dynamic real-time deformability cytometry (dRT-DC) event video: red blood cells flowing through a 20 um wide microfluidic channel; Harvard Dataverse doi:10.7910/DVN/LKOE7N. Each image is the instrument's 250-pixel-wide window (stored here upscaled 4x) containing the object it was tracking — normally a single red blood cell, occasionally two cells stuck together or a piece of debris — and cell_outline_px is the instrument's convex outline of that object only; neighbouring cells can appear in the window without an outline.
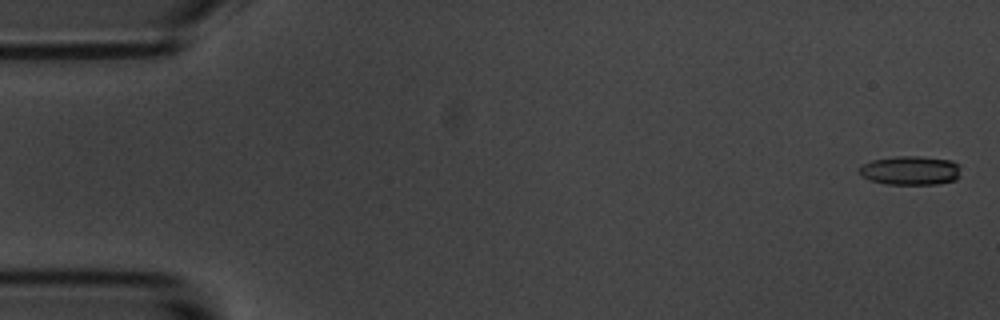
{"species": "common noctule bat (a hibernating species)", "species_latin": "Nyctalus noctula", "temperature_condition": "room temperature", "stored_images_in_passage": 3, "camera_frame_rate_fps": 3000, "um_per_image_px": 0.085, "animal": {"sex": "male", "body_mass_g": 20.1, "forearm_length_mm": 53.5}, "frame": {"image": 1, "passage_image": 1, "time_ms": 0.0, "image_size_px": [1000, 320], "cell_outline_px": [[960, 176], [956, 180], [936, 184], [888, 184], [872, 180], [860, 176], [856, 172], [864, 164], [872, 160], [900, 156], [920, 156], [952, 160], [960, 164]], "centroid_in_image_um": [77.42, 14.49], "position_along_channel_um": 7.6, "area_um2": 17.28}}